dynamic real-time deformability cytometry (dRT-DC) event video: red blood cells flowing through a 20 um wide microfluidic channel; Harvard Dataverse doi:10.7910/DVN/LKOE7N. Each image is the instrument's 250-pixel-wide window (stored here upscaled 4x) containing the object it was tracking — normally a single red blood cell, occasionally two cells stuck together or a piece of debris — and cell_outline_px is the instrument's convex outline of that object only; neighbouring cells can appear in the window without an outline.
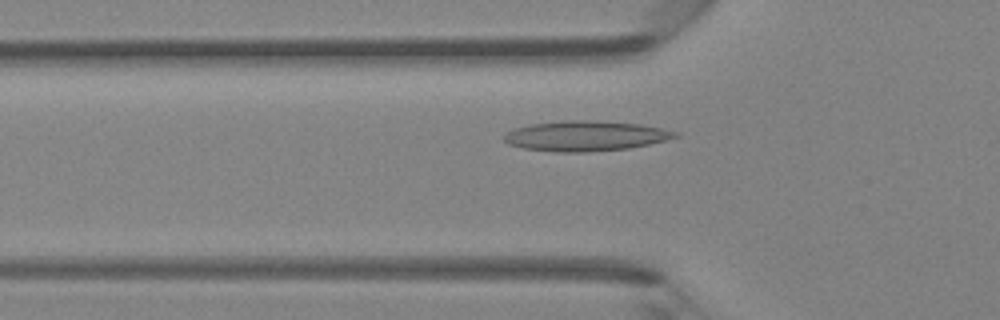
{"species": "Egyptian fruit bat (a non-hibernating species)", "species_latin": "Rousettus aegyptiacus", "temperature_condition": "room temperature", "stored_images_in_passage": 44, "camera_frame_rate_fps": 3000, "um_per_image_px": 0.085, "animal": {"sex": "female"}, "frame": {"image": 1, "passage_image": 13, "time_ms": 4.0, "image_size_px": [1000, 320], "cell_outline_px": [[680, 136], [648, 144], [628, 148], [588, 152], [556, 152], [524, 148], [508, 144], [504, 140], [504, 136], [508, 132], [516, 128], [528, 124], [564, 120], [596, 120], [640, 124], [680, 132]], "centroid_in_image_um": [49.77, 11.55], "position_along_channel_um": 76.0, "area_um2": 30.06}}
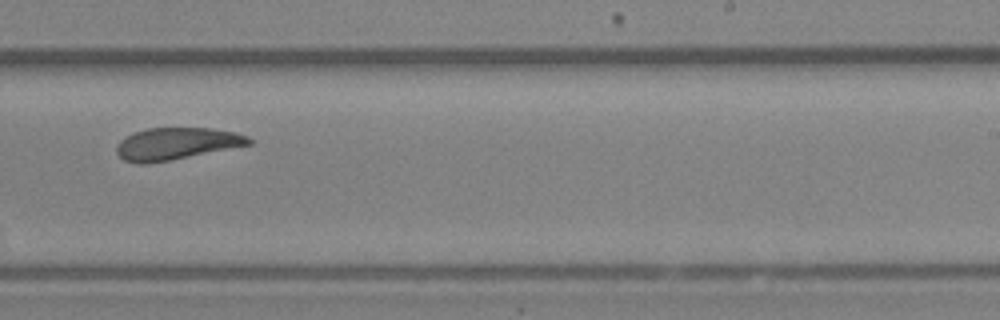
{"frame": {"image": 2, "passage_image": 27, "time_ms": 8.667, "image_size_px": [1000, 320], "cell_outline_px": [[252, 144], [168, 160], [144, 164], [136, 164], [124, 160], [116, 152], [116, 144], [120, 140], [132, 132], [148, 128], [212, 128], [236, 132], [248, 136], [252, 140]], "centroid_in_image_um": [14.96, 12.2], "position_along_channel_um": 274.0, "area_um2": 24.62}}
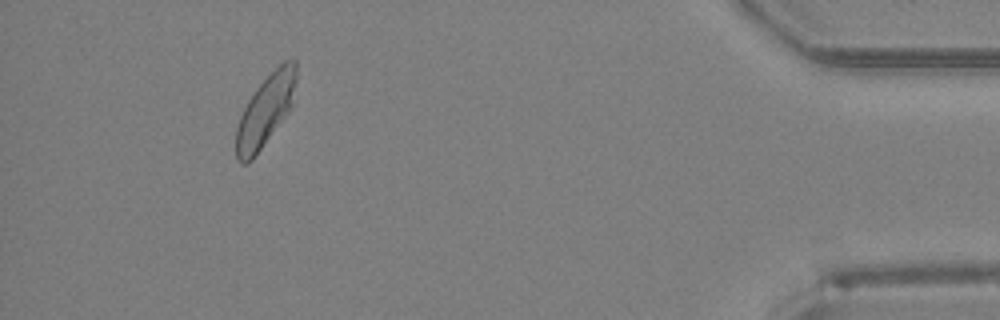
{"frame": {"image": 3, "passage_image": 41, "time_ms": 13.333, "image_size_px": [1000, 320], "cell_outline_px": [[296, 80], [292, 104], [288, 112], [252, 160], [248, 164], [240, 164], [236, 160], [236, 128], [240, 116], [248, 100], [256, 88], [284, 60], [296, 60]], "centroid_in_image_um": [22.54, 9.43], "position_along_channel_um": 412.7, "area_um2": 24.62}, "authors_computed_cell_mechanics": {"area_um2": 25.9233, "velocity_mm_per_s": 4.2611, "shape_relaxation_time_tau1_ms": 6.8556, "shape_relaxation_time_tau2_ms": 2.4426, "deformation_change_tau1": 0.1726, "deformation_change_tau2": 0.0966}}